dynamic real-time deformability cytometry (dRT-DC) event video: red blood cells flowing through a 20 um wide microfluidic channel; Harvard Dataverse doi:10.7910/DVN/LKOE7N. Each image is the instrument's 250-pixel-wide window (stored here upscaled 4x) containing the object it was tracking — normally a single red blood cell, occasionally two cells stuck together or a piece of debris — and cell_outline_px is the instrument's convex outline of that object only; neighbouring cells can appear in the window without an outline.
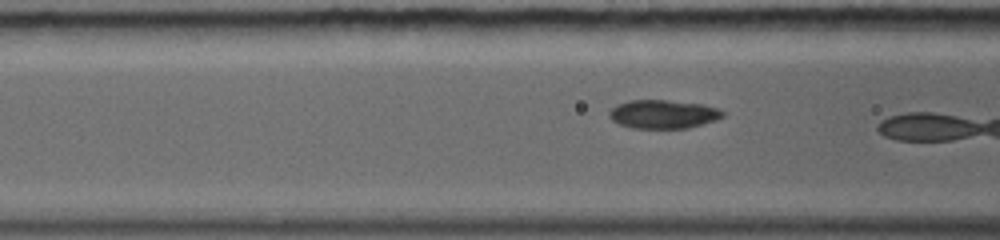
{"species": "common noctule bat (a hibernating species)", "species_latin": "Nyctalus noctula", "temperature_condition": "warm", "stored_images_in_passage": 30, "camera_frame_rate_fps": 5000, "um_per_image_px": 0.085, "animal": {"sex": "female", "body_mass_g": 19.0, "forearm_length_mm": 56.7}, "frame": {"image": 1, "passage_image": 9, "time_ms": 3.0, "image_size_px": [1000, 240], "cell_outline_px": [[724, 116], [716, 120], [704, 124], [688, 128], [632, 128], [620, 124], [612, 120], [608, 116], [608, 112], [616, 104], [628, 100], [668, 100], [704, 104], [716, 108], [724, 112]], "centroid_in_image_um": [56.36, 9.7], "position_along_channel_um": 110.2, "area_um2": 19.07}}
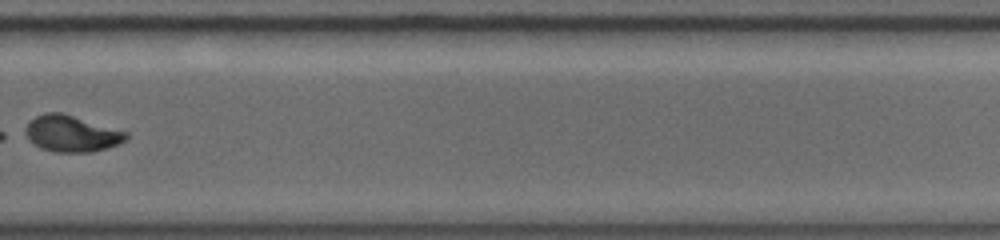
{"frame": {"image": 2, "passage_image": 22, "time_ms": 9.0, "image_size_px": [1000, 240], "cell_outline_px": [[128, 140], [120, 144], [108, 148], [92, 152], [56, 152], [40, 148], [28, 140], [20, 132], [28, 120], [44, 112], [60, 112], [128, 132]], "centroid_in_image_um": [6.02, 11.36], "position_along_channel_um": 323.8, "area_um2": 21.85}, "authors_computed_cell_mechanics": {"area_um2": 20.5479, "velocity_mm_per_s": 4.0678, "shape_relaxation_time_tau1_ms": 5.5375, "shape_relaxation_time_tau2_ms": null, "deformation_change_tau1": 0.1578, "deformation_change_tau2": null}}